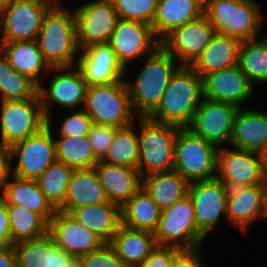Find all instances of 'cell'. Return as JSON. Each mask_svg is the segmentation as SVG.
<instances>
[{
	"mask_svg": "<svg viewBox=\"0 0 267 267\" xmlns=\"http://www.w3.org/2000/svg\"><path fill=\"white\" fill-rule=\"evenodd\" d=\"M202 77L191 66L180 65L172 74L161 101L150 119L188 127L203 99Z\"/></svg>",
	"mask_w": 267,
	"mask_h": 267,
	"instance_id": "cell-1",
	"label": "cell"
},
{
	"mask_svg": "<svg viewBox=\"0 0 267 267\" xmlns=\"http://www.w3.org/2000/svg\"><path fill=\"white\" fill-rule=\"evenodd\" d=\"M63 6H51L48 9L36 39L50 67L76 66L80 54L74 10Z\"/></svg>",
	"mask_w": 267,
	"mask_h": 267,
	"instance_id": "cell-2",
	"label": "cell"
},
{
	"mask_svg": "<svg viewBox=\"0 0 267 267\" xmlns=\"http://www.w3.org/2000/svg\"><path fill=\"white\" fill-rule=\"evenodd\" d=\"M179 66V62L160 45L146 57L134 82L125 81L133 111L138 117H148L156 109Z\"/></svg>",
	"mask_w": 267,
	"mask_h": 267,
	"instance_id": "cell-3",
	"label": "cell"
},
{
	"mask_svg": "<svg viewBox=\"0 0 267 267\" xmlns=\"http://www.w3.org/2000/svg\"><path fill=\"white\" fill-rule=\"evenodd\" d=\"M204 15L216 33L241 42L258 38L264 20L260 5L254 0H206Z\"/></svg>",
	"mask_w": 267,
	"mask_h": 267,
	"instance_id": "cell-4",
	"label": "cell"
},
{
	"mask_svg": "<svg viewBox=\"0 0 267 267\" xmlns=\"http://www.w3.org/2000/svg\"><path fill=\"white\" fill-rule=\"evenodd\" d=\"M139 160L137 169L142 177L173 170L174 146L179 126L137 117Z\"/></svg>",
	"mask_w": 267,
	"mask_h": 267,
	"instance_id": "cell-5",
	"label": "cell"
},
{
	"mask_svg": "<svg viewBox=\"0 0 267 267\" xmlns=\"http://www.w3.org/2000/svg\"><path fill=\"white\" fill-rule=\"evenodd\" d=\"M93 123L123 128L136 122L125 81L88 86L82 108Z\"/></svg>",
	"mask_w": 267,
	"mask_h": 267,
	"instance_id": "cell-6",
	"label": "cell"
},
{
	"mask_svg": "<svg viewBox=\"0 0 267 267\" xmlns=\"http://www.w3.org/2000/svg\"><path fill=\"white\" fill-rule=\"evenodd\" d=\"M218 149L189 128H180L174 146L173 170L189 183L214 179L217 175Z\"/></svg>",
	"mask_w": 267,
	"mask_h": 267,
	"instance_id": "cell-7",
	"label": "cell"
},
{
	"mask_svg": "<svg viewBox=\"0 0 267 267\" xmlns=\"http://www.w3.org/2000/svg\"><path fill=\"white\" fill-rule=\"evenodd\" d=\"M153 234L157 245L180 249L200 247L207 237L198 228L194 206L188 195L161 211L157 229Z\"/></svg>",
	"mask_w": 267,
	"mask_h": 267,
	"instance_id": "cell-8",
	"label": "cell"
},
{
	"mask_svg": "<svg viewBox=\"0 0 267 267\" xmlns=\"http://www.w3.org/2000/svg\"><path fill=\"white\" fill-rule=\"evenodd\" d=\"M52 117L47 119V125L10 147L11 175L36 180L45 169L56 161L55 139L53 135ZM17 160V164L12 163Z\"/></svg>",
	"mask_w": 267,
	"mask_h": 267,
	"instance_id": "cell-9",
	"label": "cell"
},
{
	"mask_svg": "<svg viewBox=\"0 0 267 267\" xmlns=\"http://www.w3.org/2000/svg\"><path fill=\"white\" fill-rule=\"evenodd\" d=\"M0 104V142L8 147L47 125L39 93L26 100L2 101Z\"/></svg>",
	"mask_w": 267,
	"mask_h": 267,
	"instance_id": "cell-10",
	"label": "cell"
},
{
	"mask_svg": "<svg viewBox=\"0 0 267 267\" xmlns=\"http://www.w3.org/2000/svg\"><path fill=\"white\" fill-rule=\"evenodd\" d=\"M50 73H53L54 76L51 77L49 85L44 87L41 84L38 87L46 119L51 117L50 110L53 104L66 109L65 111L75 110L76 107L82 109L88 85L81 71L76 66L51 67Z\"/></svg>",
	"mask_w": 267,
	"mask_h": 267,
	"instance_id": "cell-11",
	"label": "cell"
},
{
	"mask_svg": "<svg viewBox=\"0 0 267 267\" xmlns=\"http://www.w3.org/2000/svg\"><path fill=\"white\" fill-rule=\"evenodd\" d=\"M50 7L42 0H10L0 13V42L36 40Z\"/></svg>",
	"mask_w": 267,
	"mask_h": 267,
	"instance_id": "cell-12",
	"label": "cell"
},
{
	"mask_svg": "<svg viewBox=\"0 0 267 267\" xmlns=\"http://www.w3.org/2000/svg\"><path fill=\"white\" fill-rule=\"evenodd\" d=\"M220 147L217 154L216 178L228 188L264 184L261 153L252 150Z\"/></svg>",
	"mask_w": 267,
	"mask_h": 267,
	"instance_id": "cell-13",
	"label": "cell"
},
{
	"mask_svg": "<svg viewBox=\"0 0 267 267\" xmlns=\"http://www.w3.org/2000/svg\"><path fill=\"white\" fill-rule=\"evenodd\" d=\"M73 10L80 50L91 44L109 43L119 19L111 0L90 1Z\"/></svg>",
	"mask_w": 267,
	"mask_h": 267,
	"instance_id": "cell-14",
	"label": "cell"
},
{
	"mask_svg": "<svg viewBox=\"0 0 267 267\" xmlns=\"http://www.w3.org/2000/svg\"><path fill=\"white\" fill-rule=\"evenodd\" d=\"M109 44L120 64L128 72L129 63L140 57L149 56L161 42L154 35L152 25L141 21L118 19Z\"/></svg>",
	"mask_w": 267,
	"mask_h": 267,
	"instance_id": "cell-15",
	"label": "cell"
},
{
	"mask_svg": "<svg viewBox=\"0 0 267 267\" xmlns=\"http://www.w3.org/2000/svg\"><path fill=\"white\" fill-rule=\"evenodd\" d=\"M238 109L230 103L203 98L187 128L218 148L223 147L230 143Z\"/></svg>",
	"mask_w": 267,
	"mask_h": 267,
	"instance_id": "cell-16",
	"label": "cell"
},
{
	"mask_svg": "<svg viewBox=\"0 0 267 267\" xmlns=\"http://www.w3.org/2000/svg\"><path fill=\"white\" fill-rule=\"evenodd\" d=\"M216 30L203 14L200 18L175 28L162 41L161 46L180 65L191 66L209 45Z\"/></svg>",
	"mask_w": 267,
	"mask_h": 267,
	"instance_id": "cell-17",
	"label": "cell"
},
{
	"mask_svg": "<svg viewBox=\"0 0 267 267\" xmlns=\"http://www.w3.org/2000/svg\"><path fill=\"white\" fill-rule=\"evenodd\" d=\"M228 189L217 178L195 181L189 184L188 196L194 206L195 220L198 228L206 236H208L210 231L214 230L221 219H227L226 203Z\"/></svg>",
	"mask_w": 267,
	"mask_h": 267,
	"instance_id": "cell-18",
	"label": "cell"
},
{
	"mask_svg": "<svg viewBox=\"0 0 267 267\" xmlns=\"http://www.w3.org/2000/svg\"><path fill=\"white\" fill-rule=\"evenodd\" d=\"M76 67L88 86L125 81L128 74L109 43L91 44L80 50Z\"/></svg>",
	"mask_w": 267,
	"mask_h": 267,
	"instance_id": "cell-19",
	"label": "cell"
},
{
	"mask_svg": "<svg viewBox=\"0 0 267 267\" xmlns=\"http://www.w3.org/2000/svg\"><path fill=\"white\" fill-rule=\"evenodd\" d=\"M226 216L228 222L243 233L258 219L267 220L264 184L229 188Z\"/></svg>",
	"mask_w": 267,
	"mask_h": 267,
	"instance_id": "cell-20",
	"label": "cell"
},
{
	"mask_svg": "<svg viewBox=\"0 0 267 267\" xmlns=\"http://www.w3.org/2000/svg\"><path fill=\"white\" fill-rule=\"evenodd\" d=\"M202 81L204 98L230 103L238 108L251 99L255 88L239 65L205 75Z\"/></svg>",
	"mask_w": 267,
	"mask_h": 267,
	"instance_id": "cell-21",
	"label": "cell"
},
{
	"mask_svg": "<svg viewBox=\"0 0 267 267\" xmlns=\"http://www.w3.org/2000/svg\"><path fill=\"white\" fill-rule=\"evenodd\" d=\"M48 234L57 246L72 256L99 249L104 242L69 213L57 210L49 222Z\"/></svg>",
	"mask_w": 267,
	"mask_h": 267,
	"instance_id": "cell-22",
	"label": "cell"
},
{
	"mask_svg": "<svg viewBox=\"0 0 267 267\" xmlns=\"http://www.w3.org/2000/svg\"><path fill=\"white\" fill-rule=\"evenodd\" d=\"M109 202L122 207L141 187L137 168L98 161L94 166Z\"/></svg>",
	"mask_w": 267,
	"mask_h": 267,
	"instance_id": "cell-23",
	"label": "cell"
},
{
	"mask_svg": "<svg viewBox=\"0 0 267 267\" xmlns=\"http://www.w3.org/2000/svg\"><path fill=\"white\" fill-rule=\"evenodd\" d=\"M0 50L15 71L27 76L38 87L42 84L43 74L47 76L51 68L44 60L37 40L0 42Z\"/></svg>",
	"mask_w": 267,
	"mask_h": 267,
	"instance_id": "cell-24",
	"label": "cell"
},
{
	"mask_svg": "<svg viewBox=\"0 0 267 267\" xmlns=\"http://www.w3.org/2000/svg\"><path fill=\"white\" fill-rule=\"evenodd\" d=\"M229 144L235 149L261 153L267 147V113L239 108Z\"/></svg>",
	"mask_w": 267,
	"mask_h": 267,
	"instance_id": "cell-25",
	"label": "cell"
},
{
	"mask_svg": "<svg viewBox=\"0 0 267 267\" xmlns=\"http://www.w3.org/2000/svg\"><path fill=\"white\" fill-rule=\"evenodd\" d=\"M203 14L202 0H158L152 23L154 35L161 42L175 28L196 20Z\"/></svg>",
	"mask_w": 267,
	"mask_h": 267,
	"instance_id": "cell-26",
	"label": "cell"
},
{
	"mask_svg": "<svg viewBox=\"0 0 267 267\" xmlns=\"http://www.w3.org/2000/svg\"><path fill=\"white\" fill-rule=\"evenodd\" d=\"M0 198L6 204L25 206L41 215L48 223L57 211L40 190L36 180L10 175L0 190Z\"/></svg>",
	"mask_w": 267,
	"mask_h": 267,
	"instance_id": "cell-27",
	"label": "cell"
},
{
	"mask_svg": "<svg viewBox=\"0 0 267 267\" xmlns=\"http://www.w3.org/2000/svg\"><path fill=\"white\" fill-rule=\"evenodd\" d=\"M109 202L94 168L74 169L64 204L58 209L70 213L73 209Z\"/></svg>",
	"mask_w": 267,
	"mask_h": 267,
	"instance_id": "cell-28",
	"label": "cell"
},
{
	"mask_svg": "<svg viewBox=\"0 0 267 267\" xmlns=\"http://www.w3.org/2000/svg\"><path fill=\"white\" fill-rule=\"evenodd\" d=\"M13 246L17 267H60L72 257L57 246L49 234L38 239L18 242Z\"/></svg>",
	"mask_w": 267,
	"mask_h": 267,
	"instance_id": "cell-29",
	"label": "cell"
},
{
	"mask_svg": "<svg viewBox=\"0 0 267 267\" xmlns=\"http://www.w3.org/2000/svg\"><path fill=\"white\" fill-rule=\"evenodd\" d=\"M240 44L241 41L234 37L215 33L191 67L203 78L213 72L236 66Z\"/></svg>",
	"mask_w": 267,
	"mask_h": 267,
	"instance_id": "cell-30",
	"label": "cell"
},
{
	"mask_svg": "<svg viewBox=\"0 0 267 267\" xmlns=\"http://www.w3.org/2000/svg\"><path fill=\"white\" fill-rule=\"evenodd\" d=\"M128 266L138 267L157 246L154 234L120 224L109 243Z\"/></svg>",
	"mask_w": 267,
	"mask_h": 267,
	"instance_id": "cell-31",
	"label": "cell"
},
{
	"mask_svg": "<svg viewBox=\"0 0 267 267\" xmlns=\"http://www.w3.org/2000/svg\"><path fill=\"white\" fill-rule=\"evenodd\" d=\"M104 243H110L121 224L120 207L112 202L73 209L69 213Z\"/></svg>",
	"mask_w": 267,
	"mask_h": 267,
	"instance_id": "cell-32",
	"label": "cell"
},
{
	"mask_svg": "<svg viewBox=\"0 0 267 267\" xmlns=\"http://www.w3.org/2000/svg\"><path fill=\"white\" fill-rule=\"evenodd\" d=\"M189 182L177 171L157 172L142 177V188L161 209L171 207L188 195Z\"/></svg>",
	"mask_w": 267,
	"mask_h": 267,
	"instance_id": "cell-33",
	"label": "cell"
},
{
	"mask_svg": "<svg viewBox=\"0 0 267 267\" xmlns=\"http://www.w3.org/2000/svg\"><path fill=\"white\" fill-rule=\"evenodd\" d=\"M161 211L141 187L120 207L121 224L132 229L154 233L159 223Z\"/></svg>",
	"mask_w": 267,
	"mask_h": 267,
	"instance_id": "cell-34",
	"label": "cell"
},
{
	"mask_svg": "<svg viewBox=\"0 0 267 267\" xmlns=\"http://www.w3.org/2000/svg\"><path fill=\"white\" fill-rule=\"evenodd\" d=\"M238 65L254 87L267 85V34L241 42Z\"/></svg>",
	"mask_w": 267,
	"mask_h": 267,
	"instance_id": "cell-35",
	"label": "cell"
},
{
	"mask_svg": "<svg viewBox=\"0 0 267 267\" xmlns=\"http://www.w3.org/2000/svg\"><path fill=\"white\" fill-rule=\"evenodd\" d=\"M12 244L38 239L48 234L49 223L23 205L7 204Z\"/></svg>",
	"mask_w": 267,
	"mask_h": 267,
	"instance_id": "cell-36",
	"label": "cell"
},
{
	"mask_svg": "<svg viewBox=\"0 0 267 267\" xmlns=\"http://www.w3.org/2000/svg\"><path fill=\"white\" fill-rule=\"evenodd\" d=\"M56 160L74 169H91L98 163L88 135L55 138Z\"/></svg>",
	"mask_w": 267,
	"mask_h": 267,
	"instance_id": "cell-37",
	"label": "cell"
},
{
	"mask_svg": "<svg viewBox=\"0 0 267 267\" xmlns=\"http://www.w3.org/2000/svg\"><path fill=\"white\" fill-rule=\"evenodd\" d=\"M135 122L118 128L105 156L100 160L113 165L137 168L139 160L138 134Z\"/></svg>",
	"mask_w": 267,
	"mask_h": 267,
	"instance_id": "cell-38",
	"label": "cell"
},
{
	"mask_svg": "<svg viewBox=\"0 0 267 267\" xmlns=\"http://www.w3.org/2000/svg\"><path fill=\"white\" fill-rule=\"evenodd\" d=\"M73 171L71 166L56 160L36 179L40 190L56 210L64 204Z\"/></svg>",
	"mask_w": 267,
	"mask_h": 267,
	"instance_id": "cell-39",
	"label": "cell"
},
{
	"mask_svg": "<svg viewBox=\"0 0 267 267\" xmlns=\"http://www.w3.org/2000/svg\"><path fill=\"white\" fill-rule=\"evenodd\" d=\"M119 19L152 25L158 0H111Z\"/></svg>",
	"mask_w": 267,
	"mask_h": 267,
	"instance_id": "cell-40",
	"label": "cell"
},
{
	"mask_svg": "<svg viewBox=\"0 0 267 267\" xmlns=\"http://www.w3.org/2000/svg\"><path fill=\"white\" fill-rule=\"evenodd\" d=\"M38 93V86L27 76L19 74L8 63L7 90H0V101L26 100Z\"/></svg>",
	"mask_w": 267,
	"mask_h": 267,
	"instance_id": "cell-41",
	"label": "cell"
},
{
	"mask_svg": "<svg viewBox=\"0 0 267 267\" xmlns=\"http://www.w3.org/2000/svg\"><path fill=\"white\" fill-rule=\"evenodd\" d=\"M67 116H63L60 123L59 137L86 136L91 130L93 121L91 117L83 110H68Z\"/></svg>",
	"mask_w": 267,
	"mask_h": 267,
	"instance_id": "cell-42",
	"label": "cell"
},
{
	"mask_svg": "<svg viewBox=\"0 0 267 267\" xmlns=\"http://www.w3.org/2000/svg\"><path fill=\"white\" fill-rule=\"evenodd\" d=\"M85 267H128L109 243L81 256Z\"/></svg>",
	"mask_w": 267,
	"mask_h": 267,
	"instance_id": "cell-43",
	"label": "cell"
},
{
	"mask_svg": "<svg viewBox=\"0 0 267 267\" xmlns=\"http://www.w3.org/2000/svg\"><path fill=\"white\" fill-rule=\"evenodd\" d=\"M117 129L118 128L112 126L96 123L92 124L88 137L94 151V155L98 160H101L105 156L114 139L115 131Z\"/></svg>",
	"mask_w": 267,
	"mask_h": 267,
	"instance_id": "cell-44",
	"label": "cell"
},
{
	"mask_svg": "<svg viewBox=\"0 0 267 267\" xmlns=\"http://www.w3.org/2000/svg\"><path fill=\"white\" fill-rule=\"evenodd\" d=\"M180 250L178 247L157 245L138 267H171L173 257Z\"/></svg>",
	"mask_w": 267,
	"mask_h": 267,
	"instance_id": "cell-45",
	"label": "cell"
},
{
	"mask_svg": "<svg viewBox=\"0 0 267 267\" xmlns=\"http://www.w3.org/2000/svg\"><path fill=\"white\" fill-rule=\"evenodd\" d=\"M201 246L192 249H181L172 260L171 267H206L202 261Z\"/></svg>",
	"mask_w": 267,
	"mask_h": 267,
	"instance_id": "cell-46",
	"label": "cell"
},
{
	"mask_svg": "<svg viewBox=\"0 0 267 267\" xmlns=\"http://www.w3.org/2000/svg\"><path fill=\"white\" fill-rule=\"evenodd\" d=\"M11 245L13 244L7 204L0 198V248L8 247Z\"/></svg>",
	"mask_w": 267,
	"mask_h": 267,
	"instance_id": "cell-47",
	"label": "cell"
},
{
	"mask_svg": "<svg viewBox=\"0 0 267 267\" xmlns=\"http://www.w3.org/2000/svg\"><path fill=\"white\" fill-rule=\"evenodd\" d=\"M11 175L10 147L0 142V190Z\"/></svg>",
	"mask_w": 267,
	"mask_h": 267,
	"instance_id": "cell-48",
	"label": "cell"
},
{
	"mask_svg": "<svg viewBox=\"0 0 267 267\" xmlns=\"http://www.w3.org/2000/svg\"><path fill=\"white\" fill-rule=\"evenodd\" d=\"M0 267H17L14 246L0 248Z\"/></svg>",
	"mask_w": 267,
	"mask_h": 267,
	"instance_id": "cell-49",
	"label": "cell"
},
{
	"mask_svg": "<svg viewBox=\"0 0 267 267\" xmlns=\"http://www.w3.org/2000/svg\"><path fill=\"white\" fill-rule=\"evenodd\" d=\"M8 60L0 50V90H7Z\"/></svg>",
	"mask_w": 267,
	"mask_h": 267,
	"instance_id": "cell-50",
	"label": "cell"
},
{
	"mask_svg": "<svg viewBox=\"0 0 267 267\" xmlns=\"http://www.w3.org/2000/svg\"><path fill=\"white\" fill-rule=\"evenodd\" d=\"M60 267H85V265L80 256H72L66 263H63Z\"/></svg>",
	"mask_w": 267,
	"mask_h": 267,
	"instance_id": "cell-51",
	"label": "cell"
},
{
	"mask_svg": "<svg viewBox=\"0 0 267 267\" xmlns=\"http://www.w3.org/2000/svg\"><path fill=\"white\" fill-rule=\"evenodd\" d=\"M263 170L265 177L267 178V147L261 152Z\"/></svg>",
	"mask_w": 267,
	"mask_h": 267,
	"instance_id": "cell-52",
	"label": "cell"
},
{
	"mask_svg": "<svg viewBox=\"0 0 267 267\" xmlns=\"http://www.w3.org/2000/svg\"><path fill=\"white\" fill-rule=\"evenodd\" d=\"M42 1H45L47 3H49L51 6H60L61 0H42Z\"/></svg>",
	"mask_w": 267,
	"mask_h": 267,
	"instance_id": "cell-53",
	"label": "cell"
},
{
	"mask_svg": "<svg viewBox=\"0 0 267 267\" xmlns=\"http://www.w3.org/2000/svg\"><path fill=\"white\" fill-rule=\"evenodd\" d=\"M10 0H0V13L4 10Z\"/></svg>",
	"mask_w": 267,
	"mask_h": 267,
	"instance_id": "cell-54",
	"label": "cell"
},
{
	"mask_svg": "<svg viewBox=\"0 0 267 267\" xmlns=\"http://www.w3.org/2000/svg\"><path fill=\"white\" fill-rule=\"evenodd\" d=\"M264 186H265V198H266V210H267V178L265 180Z\"/></svg>",
	"mask_w": 267,
	"mask_h": 267,
	"instance_id": "cell-55",
	"label": "cell"
}]
</instances>
